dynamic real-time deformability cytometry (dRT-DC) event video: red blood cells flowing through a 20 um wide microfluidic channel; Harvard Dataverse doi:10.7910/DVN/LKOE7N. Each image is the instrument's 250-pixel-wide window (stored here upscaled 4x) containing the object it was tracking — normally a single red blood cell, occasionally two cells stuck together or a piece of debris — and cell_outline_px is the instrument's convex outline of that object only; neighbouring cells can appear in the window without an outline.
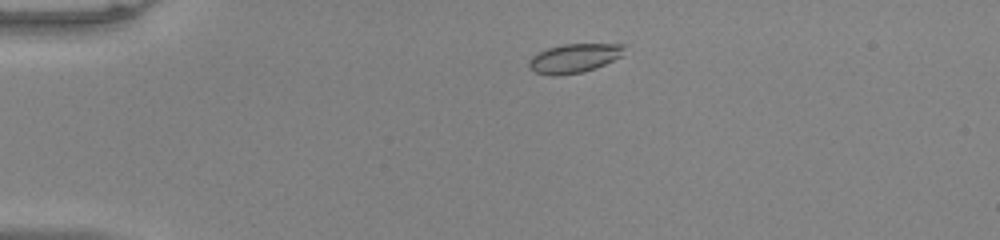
{"species": "common noctule bat (a hibernating species)", "species_latin": "Nyctalus noctula", "temperature_condition": "warm", "stored_images_in_passage": 41, "camera_frame_rate_fps": 3000, "um_per_image_px": 0.085, "animal": {"sex": "male", "body_mass_g": 20.0, "forearm_length_mm": 53.3}, "frame": {"image": 1, "passage_image": 1, "time_ms": 0.0, "image_size_px": [1000, 240], "cell_outline_px": [[624, 48], [620, 56], [596, 68], [580, 72], [552, 76], [536, 72], [528, 68], [528, 60], [532, 56], [548, 48], [564, 44], [624, 44]], "centroid_in_image_um": [48.75, 4.95], "position_along_channel_um": 36.2, "area_um2": 15.84}}
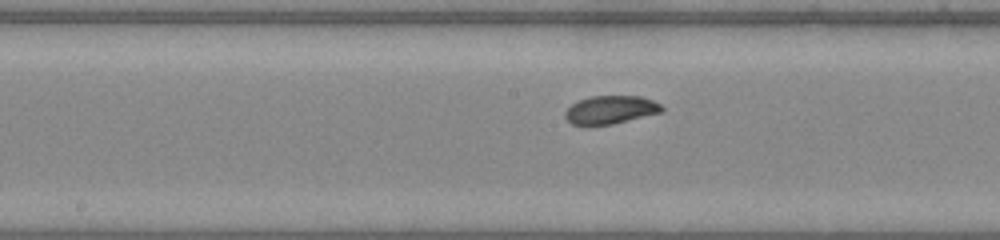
{"frame": {"image": 2, "passage_image": 17, "time_ms": 5.333, "image_size_px": [1000, 240], "cell_outline_px": [[664, 112], [612, 124], [572, 124], [564, 116], [564, 112], [572, 104], [580, 100], [592, 96], [640, 96], [652, 100], [660, 104], [664, 108]], "centroid_in_image_um": [51.94, 9.32], "position_along_channel_um": 196.3, "area_um2": 15.72}}
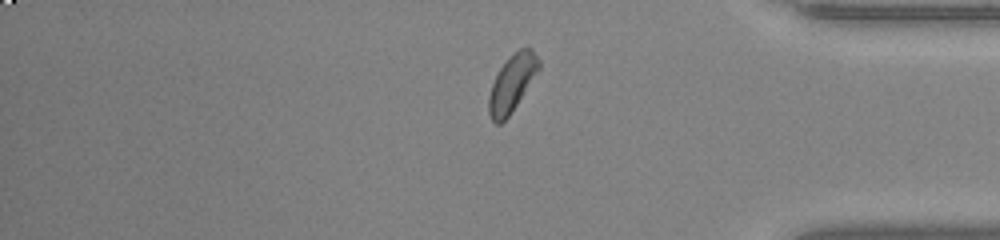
{"frame": {"image": 3, "passage_image": 33, "time_ms": 10.667, "image_size_px": [1000, 240], "cell_outline_px": [[540, 68], [508, 116], [500, 124], [496, 124], [492, 120], [488, 112], [488, 96], [492, 84], [500, 68], [520, 48], [532, 48], [540, 60]], "centroid_in_image_um": [43.51, 7.08], "position_along_channel_um": 391.7, "area_um2": 16.01}, "authors_computed_cell_mechanics": {"area_um2": 16.3574, "velocity_mm_per_s": 3.9906, "shape_relaxation_time_tau1_ms": 4.016, "shape_relaxation_time_tau2_ms": 1.837, "deformation_change_tau1": 0.1394, "deformation_change_tau2": 0.0556}}